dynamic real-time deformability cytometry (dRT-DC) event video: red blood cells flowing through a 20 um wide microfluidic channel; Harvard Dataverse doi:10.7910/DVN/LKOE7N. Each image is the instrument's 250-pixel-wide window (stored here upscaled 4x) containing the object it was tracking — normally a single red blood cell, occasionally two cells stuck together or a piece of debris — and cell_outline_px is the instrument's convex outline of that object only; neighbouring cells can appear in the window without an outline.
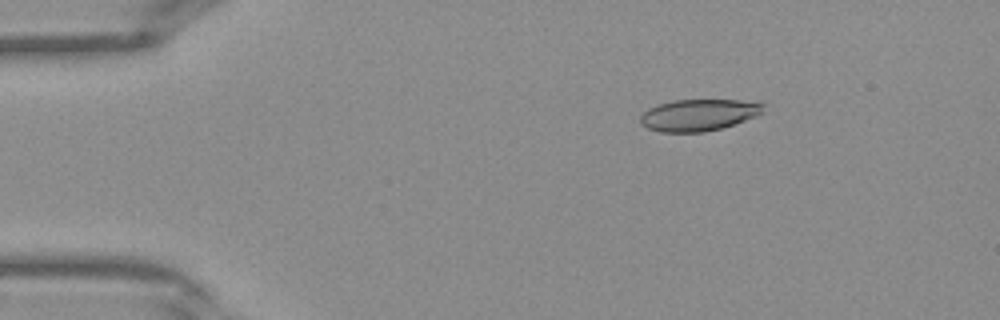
{"species": "Egyptian fruit bat (a non-hibernating species)", "species_latin": "Rousettus aegyptiacus", "temperature_condition": "warm", "stored_images_in_passage": 41, "camera_frame_rate_fps": 3000, "um_per_image_px": 0.085, "frame": {"image": 1, "passage_image": 7, "time_ms": 2.0, "image_size_px": [1000, 320], "cell_outline_px": [[764, 112], [756, 116], [720, 128], [704, 132], [660, 132], [648, 128], [640, 124], [640, 116], [648, 108], [672, 100], [756, 100], [764, 104]], "centroid_in_image_um": [59.4, 9.76], "position_along_channel_um": 25.6, "area_um2": 22.77}}
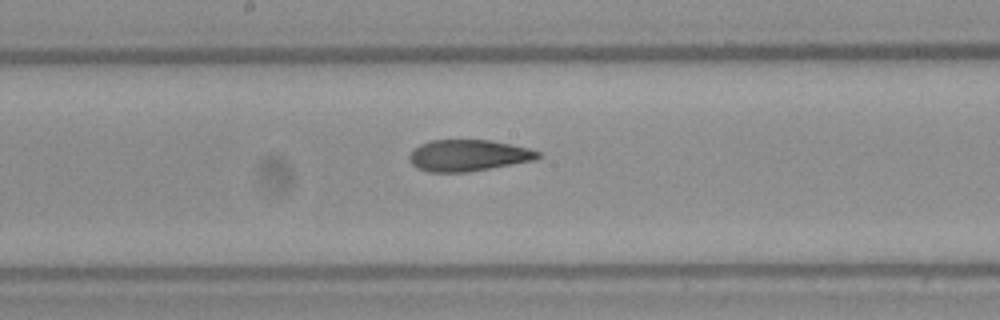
{"frame": {"image": 2, "passage_image": 22, "time_ms": 7.0, "image_size_px": [1000, 320], "cell_outline_px": [[544, 156], [532, 160], [468, 172], [428, 172], [416, 168], [408, 160], [408, 156], [420, 144], [432, 140], [492, 140], [528, 148], [540, 152]], "centroid_in_image_um": [39.78, 13.21], "position_along_channel_um": 208.4, "area_um2": 23.47}}
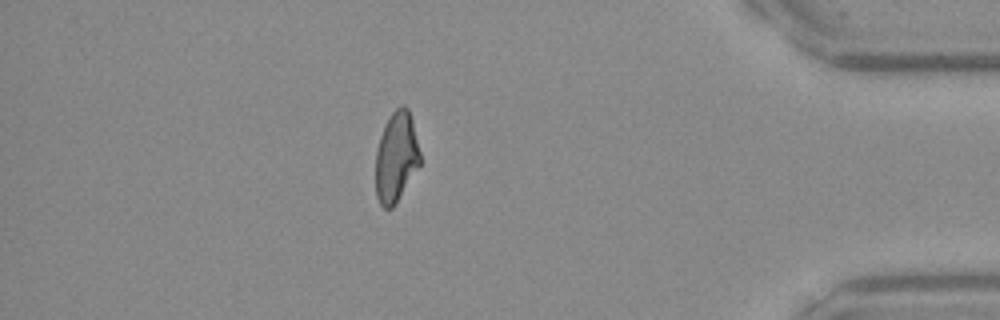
{"frame": {"image": 3, "passage_image": 36, "time_ms": 11.667, "image_size_px": [1000, 320], "cell_outline_px": [[420, 164], [396, 204], [392, 208], [384, 208], [380, 204], [376, 196], [376, 152], [380, 136], [384, 124], [392, 112], [400, 104], [404, 104], [408, 108], [412, 120], [420, 152]], "centroid_in_image_um": [33.67, 13.34], "position_along_channel_um": 401.5, "area_um2": 23.41}}